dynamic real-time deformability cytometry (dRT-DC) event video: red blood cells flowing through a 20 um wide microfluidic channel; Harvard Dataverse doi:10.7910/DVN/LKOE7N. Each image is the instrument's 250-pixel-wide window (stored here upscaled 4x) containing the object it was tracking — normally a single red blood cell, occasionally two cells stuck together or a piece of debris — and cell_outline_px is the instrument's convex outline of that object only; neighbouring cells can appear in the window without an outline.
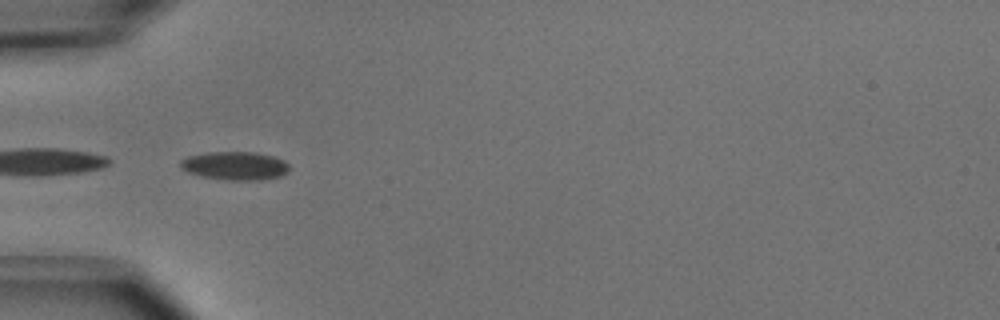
{"species": "common noctule bat (a hibernating species)", "species_latin": "Nyctalus noctula", "temperature_condition": "cold", "stored_images_in_passage": 19, "segment_of_instrument_passage": [2, 2], "camera_frame_rate_fps": 3000, "um_per_image_px": 0.085, "animal": {"sex": "male", "body_mass_g": 15.6}, "frame": {"image": 1, "passage_image": 17, "time_ms": 5.333, "image_size_px": [1000, 320], "cell_outline_px": [[288, 172], [280, 176], [260, 180], [228, 180], [200, 176], [188, 172], [180, 168], [180, 160], [188, 156], [204, 152], [256, 152], [272, 156], [284, 160], [288, 164]], "centroid_in_image_um": [19.95, 14.08], "position_along_channel_um": 65.1, "area_um2": 18.09}}